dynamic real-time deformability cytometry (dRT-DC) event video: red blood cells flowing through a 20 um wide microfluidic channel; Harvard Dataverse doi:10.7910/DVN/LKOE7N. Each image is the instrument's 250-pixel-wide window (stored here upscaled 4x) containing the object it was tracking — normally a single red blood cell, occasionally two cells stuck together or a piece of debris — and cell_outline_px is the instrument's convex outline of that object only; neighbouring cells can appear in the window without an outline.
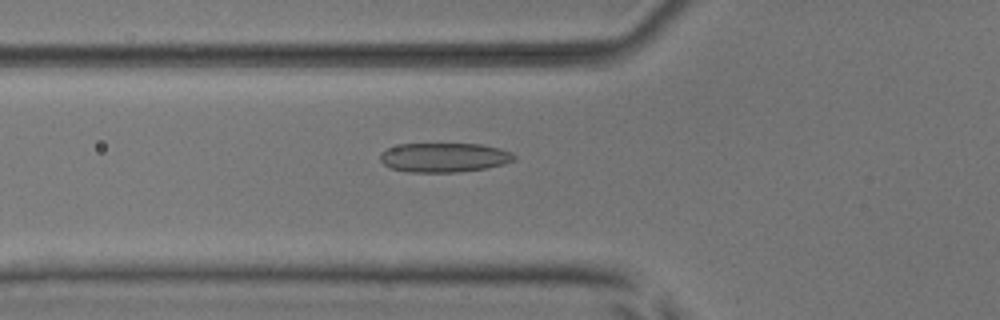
{"species": "common noctule bat (a hibernating species)", "species_latin": "Nyctalus noctula", "temperature_condition": "room temperature", "stored_images_in_passage": 48, "camera_frame_rate_fps": 3000, "um_per_image_px": 0.085, "animal": {"sex": "male", "body_mass_g": 17.9, "forearm_length_mm": 54.2}, "frame": {"image": 1, "passage_image": 15, "time_ms": 4.667, "image_size_px": [1000, 320], "cell_outline_px": [[516, 160], [504, 164], [488, 168], [456, 172], [408, 172], [392, 168], [384, 164], [380, 160], [380, 152], [388, 148], [400, 144], [480, 144], [500, 148], [512, 152], [516, 156]], "centroid_in_image_um": [37.78, 13.38], "position_along_channel_um": 88.0, "area_um2": 23.0}}
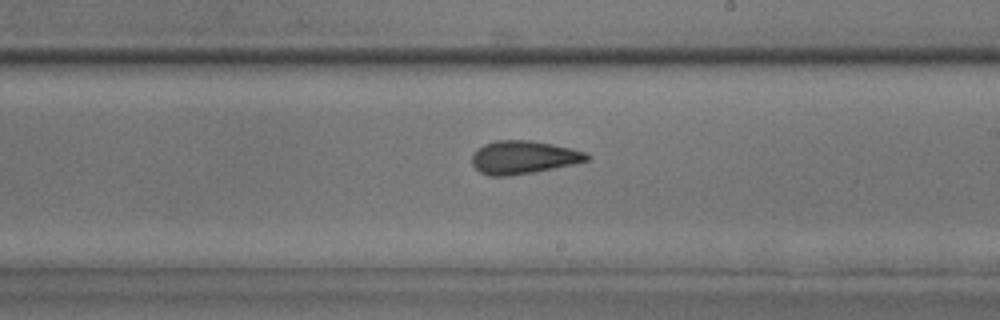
{"frame": {"image": 2, "passage_image": 27, "time_ms": 8.667, "image_size_px": [1000, 320], "cell_outline_px": [[592, 156], [588, 160], [572, 164], [532, 172], [508, 176], [488, 176], [480, 172], [472, 164], [472, 156], [484, 144], [496, 140], [532, 140], [572, 148], [588, 152]], "centroid_in_image_um": [44.52, 13.36], "position_along_channel_um": 244.5, "area_um2": 22.08}}
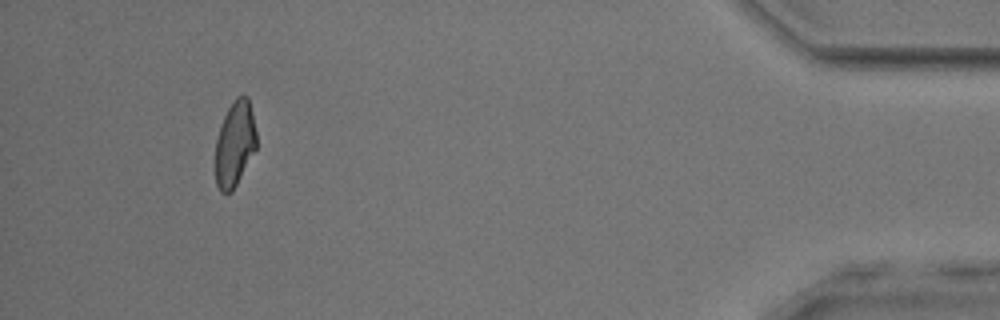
{"frame": {"image": 3, "passage_image": 45, "time_ms": 14.667, "image_size_px": [1000, 320], "cell_outline_px": [[256, 148], [232, 192], [220, 192], [216, 184], [216, 140], [224, 116], [228, 108], [236, 96], [248, 96], [252, 112], [256, 132]], "centroid_in_image_um": [19.96, 12.22], "position_along_channel_um": 415.2, "area_um2": 20.17}, "authors_computed_cell_mechanics": {"area_um2": 22.3108, "velocity_mm_per_s": 3.9146, "shape_relaxation_time_tau1_ms": 8.0836, "shape_relaxation_time_tau2_ms": 1.8583, "deformation_change_tau1": 0.1915, "deformation_change_tau2": 0.102}}